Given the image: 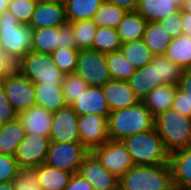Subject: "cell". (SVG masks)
<instances>
[{"label":"cell","mask_w":191,"mask_h":190,"mask_svg":"<svg viewBox=\"0 0 191 190\" xmlns=\"http://www.w3.org/2000/svg\"><path fill=\"white\" fill-rule=\"evenodd\" d=\"M108 135L111 140H119L143 133L154 128V117L140 101L138 104L111 111L107 117Z\"/></svg>","instance_id":"cell-1"},{"label":"cell","mask_w":191,"mask_h":190,"mask_svg":"<svg viewBox=\"0 0 191 190\" xmlns=\"http://www.w3.org/2000/svg\"><path fill=\"white\" fill-rule=\"evenodd\" d=\"M133 165L152 166L169 163V153L155 127L149 131L131 135L122 140Z\"/></svg>","instance_id":"cell-2"},{"label":"cell","mask_w":191,"mask_h":190,"mask_svg":"<svg viewBox=\"0 0 191 190\" xmlns=\"http://www.w3.org/2000/svg\"><path fill=\"white\" fill-rule=\"evenodd\" d=\"M119 190H175L171 167L134 165L119 179Z\"/></svg>","instance_id":"cell-3"},{"label":"cell","mask_w":191,"mask_h":190,"mask_svg":"<svg viewBox=\"0 0 191 190\" xmlns=\"http://www.w3.org/2000/svg\"><path fill=\"white\" fill-rule=\"evenodd\" d=\"M154 127L169 154L191 146L190 117L171 108L154 118Z\"/></svg>","instance_id":"cell-4"},{"label":"cell","mask_w":191,"mask_h":190,"mask_svg":"<svg viewBox=\"0 0 191 190\" xmlns=\"http://www.w3.org/2000/svg\"><path fill=\"white\" fill-rule=\"evenodd\" d=\"M33 28L21 24L10 12L0 15V49L19 60L31 51Z\"/></svg>","instance_id":"cell-5"},{"label":"cell","mask_w":191,"mask_h":190,"mask_svg":"<svg viewBox=\"0 0 191 190\" xmlns=\"http://www.w3.org/2000/svg\"><path fill=\"white\" fill-rule=\"evenodd\" d=\"M19 73L34 84L62 86L65 74L54 64L50 54L28 52L20 59Z\"/></svg>","instance_id":"cell-6"},{"label":"cell","mask_w":191,"mask_h":190,"mask_svg":"<svg viewBox=\"0 0 191 190\" xmlns=\"http://www.w3.org/2000/svg\"><path fill=\"white\" fill-rule=\"evenodd\" d=\"M89 151L80 142H50L45 164L71 173H78Z\"/></svg>","instance_id":"cell-7"},{"label":"cell","mask_w":191,"mask_h":190,"mask_svg":"<svg viewBox=\"0 0 191 190\" xmlns=\"http://www.w3.org/2000/svg\"><path fill=\"white\" fill-rule=\"evenodd\" d=\"M61 47L76 48L74 34L69 23L61 27L33 29L31 51L51 54Z\"/></svg>","instance_id":"cell-8"},{"label":"cell","mask_w":191,"mask_h":190,"mask_svg":"<svg viewBox=\"0 0 191 190\" xmlns=\"http://www.w3.org/2000/svg\"><path fill=\"white\" fill-rule=\"evenodd\" d=\"M75 73L89 86L102 87L111 80L106 54L94 50H81L78 54Z\"/></svg>","instance_id":"cell-9"},{"label":"cell","mask_w":191,"mask_h":190,"mask_svg":"<svg viewBox=\"0 0 191 190\" xmlns=\"http://www.w3.org/2000/svg\"><path fill=\"white\" fill-rule=\"evenodd\" d=\"M91 152L101 165L119 179L134 166L125 144L119 140L109 139Z\"/></svg>","instance_id":"cell-10"},{"label":"cell","mask_w":191,"mask_h":190,"mask_svg":"<svg viewBox=\"0 0 191 190\" xmlns=\"http://www.w3.org/2000/svg\"><path fill=\"white\" fill-rule=\"evenodd\" d=\"M9 103L17 114L35 105L34 83L19 72L0 81Z\"/></svg>","instance_id":"cell-11"},{"label":"cell","mask_w":191,"mask_h":190,"mask_svg":"<svg viewBox=\"0 0 191 190\" xmlns=\"http://www.w3.org/2000/svg\"><path fill=\"white\" fill-rule=\"evenodd\" d=\"M50 145V138L41 134H26L18 145L15 158L21 169L33 170L44 164Z\"/></svg>","instance_id":"cell-12"},{"label":"cell","mask_w":191,"mask_h":190,"mask_svg":"<svg viewBox=\"0 0 191 190\" xmlns=\"http://www.w3.org/2000/svg\"><path fill=\"white\" fill-rule=\"evenodd\" d=\"M107 117L97 114L78 116L79 140L89 152L109 140Z\"/></svg>","instance_id":"cell-13"},{"label":"cell","mask_w":191,"mask_h":190,"mask_svg":"<svg viewBox=\"0 0 191 190\" xmlns=\"http://www.w3.org/2000/svg\"><path fill=\"white\" fill-rule=\"evenodd\" d=\"M78 114L70 105L65 106L58 112L53 113L50 130V142L70 143L80 142Z\"/></svg>","instance_id":"cell-14"},{"label":"cell","mask_w":191,"mask_h":190,"mask_svg":"<svg viewBox=\"0 0 191 190\" xmlns=\"http://www.w3.org/2000/svg\"><path fill=\"white\" fill-rule=\"evenodd\" d=\"M78 173L91 184L94 190H119V178L101 165L92 152L85 156Z\"/></svg>","instance_id":"cell-15"},{"label":"cell","mask_w":191,"mask_h":190,"mask_svg":"<svg viewBox=\"0 0 191 190\" xmlns=\"http://www.w3.org/2000/svg\"><path fill=\"white\" fill-rule=\"evenodd\" d=\"M68 24L63 2L44 0L37 3L29 25L33 29L61 27Z\"/></svg>","instance_id":"cell-16"},{"label":"cell","mask_w":191,"mask_h":190,"mask_svg":"<svg viewBox=\"0 0 191 190\" xmlns=\"http://www.w3.org/2000/svg\"><path fill=\"white\" fill-rule=\"evenodd\" d=\"M101 88L110 112L128 108L140 102L128 81L111 79Z\"/></svg>","instance_id":"cell-17"},{"label":"cell","mask_w":191,"mask_h":190,"mask_svg":"<svg viewBox=\"0 0 191 190\" xmlns=\"http://www.w3.org/2000/svg\"><path fill=\"white\" fill-rule=\"evenodd\" d=\"M70 106L78 115L109 116L110 113L101 87L89 86Z\"/></svg>","instance_id":"cell-18"},{"label":"cell","mask_w":191,"mask_h":190,"mask_svg":"<svg viewBox=\"0 0 191 190\" xmlns=\"http://www.w3.org/2000/svg\"><path fill=\"white\" fill-rule=\"evenodd\" d=\"M175 190L191 188V146L169 154Z\"/></svg>","instance_id":"cell-19"},{"label":"cell","mask_w":191,"mask_h":190,"mask_svg":"<svg viewBox=\"0 0 191 190\" xmlns=\"http://www.w3.org/2000/svg\"><path fill=\"white\" fill-rule=\"evenodd\" d=\"M26 134H41L49 138L53 113L34 105L17 117Z\"/></svg>","instance_id":"cell-20"},{"label":"cell","mask_w":191,"mask_h":190,"mask_svg":"<svg viewBox=\"0 0 191 190\" xmlns=\"http://www.w3.org/2000/svg\"><path fill=\"white\" fill-rule=\"evenodd\" d=\"M185 0H139L136 11L147 22H160L171 14H177Z\"/></svg>","instance_id":"cell-21"},{"label":"cell","mask_w":191,"mask_h":190,"mask_svg":"<svg viewBox=\"0 0 191 190\" xmlns=\"http://www.w3.org/2000/svg\"><path fill=\"white\" fill-rule=\"evenodd\" d=\"M128 83L140 101L155 87L163 85L162 81L158 79L157 64L152 62L143 68L136 69Z\"/></svg>","instance_id":"cell-22"},{"label":"cell","mask_w":191,"mask_h":190,"mask_svg":"<svg viewBox=\"0 0 191 190\" xmlns=\"http://www.w3.org/2000/svg\"><path fill=\"white\" fill-rule=\"evenodd\" d=\"M177 87L171 84L157 86L142 100L154 118L172 108Z\"/></svg>","instance_id":"cell-23"},{"label":"cell","mask_w":191,"mask_h":190,"mask_svg":"<svg viewBox=\"0 0 191 190\" xmlns=\"http://www.w3.org/2000/svg\"><path fill=\"white\" fill-rule=\"evenodd\" d=\"M37 184L42 190H64L73 173L41 164L33 169Z\"/></svg>","instance_id":"cell-24"},{"label":"cell","mask_w":191,"mask_h":190,"mask_svg":"<svg viewBox=\"0 0 191 190\" xmlns=\"http://www.w3.org/2000/svg\"><path fill=\"white\" fill-rule=\"evenodd\" d=\"M35 88V105L55 113L67 106L62 91V86L54 84H34Z\"/></svg>","instance_id":"cell-25"},{"label":"cell","mask_w":191,"mask_h":190,"mask_svg":"<svg viewBox=\"0 0 191 190\" xmlns=\"http://www.w3.org/2000/svg\"><path fill=\"white\" fill-rule=\"evenodd\" d=\"M25 136L26 132L18 118L2 124L0 129V154L15 157L18 145Z\"/></svg>","instance_id":"cell-26"},{"label":"cell","mask_w":191,"mask_h":190,"mask_svg":"<svg viewBox=\"0 0 191 190\" xmlns=\"http://www.w3.org/2000/svg\"><path fill=\"white\" fill-rule=\"evenodd\" d=\"M147 23L137 11H127L117 28L121 42L143 39Z\"/></svg>","instance_id":"cell-27"},{"label":"cell","mask_w":191,"mask_h":190,"mask_svg":"<svg viewBox=\"0 0 191 190\" xmlns=\"http://www.w3.org/2000/svg\"><path fill=\"white\" fill-rule=\"evenodd\" d=\"M143 40L154 56L164 55L173 37L167 33L160 22H148Z\"/></svg>","instance_id":"cell-28"},{"label":"cell","mask_w":191,"mask_h":190,"mask_svg":"<svg viewBox=\"0 0 191 190\" xmlns=\"http://www.w3.org/2000/svg\"><path fill=\"white\" fill-rule=\"evenodd\" d=\"M164 55L181 69L191 68V37L179 35L173 38Z\"/></svg>","instance_id":"cell-29"},{"label":"cell","mask_w":191,"mask_h":190,"mask_svg":"<svg viewBox=\"0 0 191 190\" xmlns=\"http://www.w3.org/2000/svg\"><path fill=\"white\" fill-rule=\"evenodd\" d=\"M104 0H65L64 6L68 23L92 20Z\"/></svg>","instance_id":"cell-30"},{"label":"cell","mask_w":191,"mask_h":190,"mask_svg":"<svg viewBox=\"0 0 191 190\" xmlns=\"http://www.w3.org/2000/svg\"><path fill=\"white\" fill-rule=\"evenodd\" d=\"M120 50L136 69L151 63L154 56L143 39L122 43Z\"/></svg>","instance_id":"cell-31"},{"label":"cell","mask_w":191,"mask_h":190,"mask_svg":"<svg viewBox=\"0 0 191 190\" xmlns=\"http://www.w3.org/2000/svg\"><path fill=\"white\" fill-rule=\"evenodd\" d=\"M172 109L191 118V68L182 72L174 96Z\"/></svg>","instance_id":"cell-32"},{"label":"cell","mask_w":191,"mask_h":190,"mask_svg":"<svg viewBox=\"0 0 191 190\" xmlns=\"http://www.w3.org/2000/svg\"><path fill=\"white\" fill-rule=\"evenodd\" d=\"M107 67L112 80L128 81L136 68L124 57L121 50L106 54Z\"/></svg>","instance_id":"cell-33"},{"label":"cell","mask_w":191,"mask_h":190,"mask_svg":"<svg viewBox=\"0 0 191 190\" xmlns=\"http://www.w3.org/2000/svg\"><path fill=\"white\" fill-rule=\"evenodd\" d=\"M121 45L117 29L98 27L92 42V50L107 54L120 50Z\"/></svg>","instance_id":"cell-34"},{"label":"cell","mask_w":191,"mask_h":190,"mask_svg":"<svg viewBox=\"0 0 191 190\" xmlns=\"http://www.w3.org/2000/svg\"><path fill=\"white\" fill-rule=\"evenodd\" d=\"M69 24L74 34L76 48L79 51L92 50L97 24L93 20H79Z\"/></svg>","instance_id":"cell-35"},{"label":"cell","mask_w":191,"mask_h":190,"mask_svg":"<svg viewBox=\"0 0 191 190\" xmlns=\"http://www.w3.org/2000/svg\"><path fill=\"white\" fill-rule=\"evenodd\" d=\"M126 12L125 9L104 1L92 20L98 27L117 29Z\"/></svg>","instance_id":"cell-36"},{"label":"cell","mask_w":191,"mask_h":190,"mask_svg":"<svg viewBox=\"0 0 191 190\" xmlns=\"http://www.w3.org/2000/svg\"><path fill=\"white\" fill-rule=\"evenodd\" d=\"M153 64H157L158 79L163 84L178 86L183 69L169 60L165 55L153 56Z\"/></svg>","instance_id":"cell-37"},{"label":"cell","mask_w":191,"mask_h":190,"mask_svg":"<svg viewBox=\"0 0 191 190\" xmlns=\"http://www.w3.org/2000/svg\"><path fill=\"white\" fill-rule=\"evenodd\" d=\"M79 52L77 48L61 47L54 50L50 55L62 73L70 74L75 73Z\"/></svg>","instance_id":"cell-38"},{"label":"cell","mask_w":191,"mask_h":190,"mask_svg":"<svg viewBox=\"0 0 191 190\" xmlns=\"http://www.w3.org/2000/svg\"><path fill=\"white\" fill-rule=\"evenodd\" d=\"M88 87L86 81L78 74H65L62 91L67 104L71 105Z\"/></svg>","instance_id":"cell-39"},{"label":"cell","mask_w":191,"mask_h":190,"mask_svg":"<svg viewBox=\"0 0 191 190\" xmlns=\"http://www.w3.org/2000/svg\"><path fill=\"white\" fill-rule=\"evenodd\" d=\"M37 2L30 0H9L7 11L10 12L21 24L29 25Z\"/></svg>","instance_id":"cell-40"},{"label":"cell","mask_w":191,"mask_h":190,"mask_svg":"<svg viewBox=\"0 0 191 190\" xmlns=\"http://www.w3.org/2000/svg\"><path fill=\"white\" fill-rule=\"evenodd\" d=\"M20 170L15 157L0 154V183L14 182Z\"/></svg>","instance_id":"cell-41"},{"label":"cell","mask_w":191,"mask_h":190,"mask_svg":"<svg viewBox=\"0 0 191 190\" xmlns=\"http://www.w3.org/2000/svg\"><path fill=\"white\" fill-rule=\"evenodd\" d=\"M20 60L7 51L0 49V81L19 72Z\"/></svg>","instance_id":"cell-42"},{"label":"cell","mask_w":191,"mask_h":190,"mask_svg":"<svg viewBox=\"0 0 191 190\" xmlns=\"http://www.w3.org/2000/svg\"><path fill=\"white\" fill-rule=\"evenodd\" d=\"M15 190H42L33 170L21 169L14 181Z\"/></svg>","instance_id":"cell-43"},{"label":"cell","mask_w":191,"mask_h":190,"mask_svg":"<svg viewBox=\"0 0 191 190\" xmlns=\"http://www.w3.org/2000/svg\"><path fill=\"white\" fill-rule=\"evenodd\" d=\"M18 117V114L9 103L4 88L0 83V121L4 124L11 122Z\"/></svg>","instance_id":"cell-44"},{"label":"cell","mask_w":191,"mask_h":190,"mask_svg":"<svg viewBox=\"0 0 191 190\" xmlns=\"http://www.w3.org/2000/svg\"><path fill=\"white\" fill-rule=\"evenodd\" d=\"M165 30L173 38L182 35L181 13L171 14L160 21Z\"/></svg>","instance_id":"cell-45"},{"label":"cell","mask_w":191,"mask_h":190,"mask_svg":"<svg viewBox=\"0 0 191 190\" xmlns=\"http://www.w3.org/2000/svg\"><path fill=\"white\" fill-rule=\"evenodd\" d=\"M64 190H94L91 184L79 173H73Z\"/></svg>","instance_id":"cell-46"},{"label":"cell","mask_w":191,"mask_h":190,"mask_svg":"<svg viewBox=\"0 0 191 190\" xmlns=\"http://www.w3.org/2000/svg\"><path fill=\"white\" fill-rule=\"evenodd\" d=\"M112 3L126 11H136L139 0H104Z\"/></svg>","instance_id":"cell-47"},{"label":"cell","mask_w":191,"mask_h":190,"mask_svg":"<svg viewBox=\"0 0 191 190\" xmlns=\"http://www.w3.org/2000/svg\"><path fill=\"white\" fill-rule=\"evenodd\" d=\"M181 13L182 34L191 37V13L179 11Z\"/></svg>","instance_id":"cell-48"},{"label":"cell","mask_w":191,"mask_h":190,"mask_svg":"<svg viewBox=\"0 0 191 190\" xmlns=\"http://www.w3.org/2000/svg\"><path fill=\"white\" fill-rule=\"evenodd\" d=\"M0 190H15L14 182L0 183Z\"/></svg>","instance_id":"cell-49"},{"label":"cell","mask_w":191,"mask_h":190,"mask_svg":"<svg viewBox=\"0 0 191 190\" xmlns=\"http://www.w3.org/2000/svg\"><path fill=\"white\" fill-rule=\"evenodd\" d=\"M9 0H0V15L8 9Z\"/></svg>","instance_id":"cell-50"},{"label":"cell","mask_w":191,"mask_h":190,"mask_svg":"<svg viewBox=\"0 0 191 190\" xmlns=\"http://www.w3.org/2000/svg\"><path fill=\"white\" fill-rule=\"evenodd\" d=\"M181 10L191 13V0H185Z\"/></svg>","instance_id":"cell-51"},{"label":"cell","mask_w":191,"mask_h":190,"mask_svg":"<svg viewBox=\"0 0 191 190\" xmlns=\"http://www.w3.org/2000/svg\"><path fill=\"white\" fill-rule=\"evenodd\" d=\"M30 1H33V2H40V1H44V0H30Z\"/></svg>","instance_id":"cell-52"},{"label":"cell","mask_w":191,"mask_h":190,"mask_svg":"<svg viewBox=\"0 0 191 190\" xmlns=\"http://www.w3.org/2000/svg\"><path fill=\"white\" fill-rule=\"evenodd\" d=\"M54 1H58V2H64L65 0H54Z\"/></svg>","instance_id":"cell-53"}]
</instances>
